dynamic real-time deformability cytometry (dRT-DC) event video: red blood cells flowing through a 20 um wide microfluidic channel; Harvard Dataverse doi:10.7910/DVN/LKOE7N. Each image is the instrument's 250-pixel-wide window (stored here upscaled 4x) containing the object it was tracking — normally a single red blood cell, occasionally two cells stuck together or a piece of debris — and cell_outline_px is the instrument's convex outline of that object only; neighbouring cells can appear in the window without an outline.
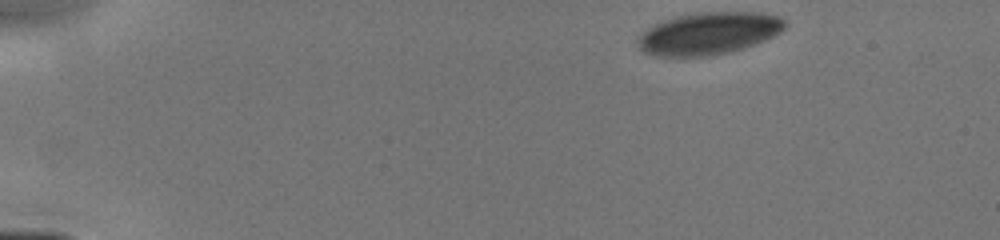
{"species": "human", "species_latin": "Homo sapiens", "temperature_condition": "cold", "stored_images_in_passage": 49, "camera_frame_rate_fps": 3000, "um_per_image_px": 0.085, "donor": {"sex": "male"}, "frame": {"image": 1, "passage_image": 1, "time_ms": 0.0, "image_size_px": [1000, 240], "cell_outline_px": [[788, 24], [780, 32], [764, 40], [744, 48], [728, 52], [708, 56], [652, 56], [644, 52], [640, 48], [636, 40], [636, 36], [652, 24], [660, 20], [672, 16], [696, 12], [760, 12], [780, 16]], "centroid_in_image_um": [60.18, 2.82], "position_along_channel_um": 24.8, "area_um2": 36.76}}
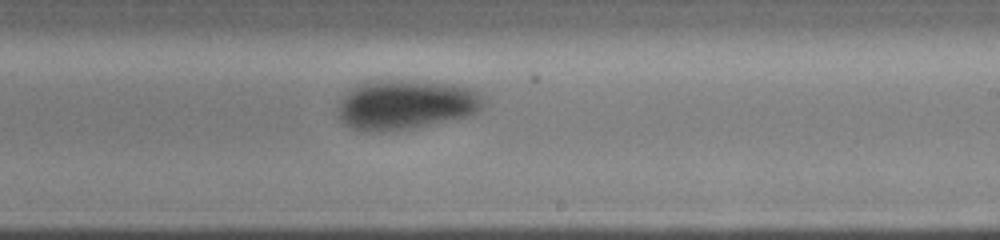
{"frame": {"image": 2, "passage_image": 31, "time_ms": 7.667, "image_size_px": [1000, 240], "cell_outline_px": [[484, 104], [476, 112], [468, 116], [428, 124], [384, 132], [380, 132], [352, 128], [344, 124], [340, 120], [340, 100], [352, 88], [360, 84], [372, 80], [400, 80], [452, 84], [472, 88], [484, 96]], "centroid_in_image_um": [34.51, 8.88], "position_along_channel_um": 254.5, "area_um2": 41.5}}
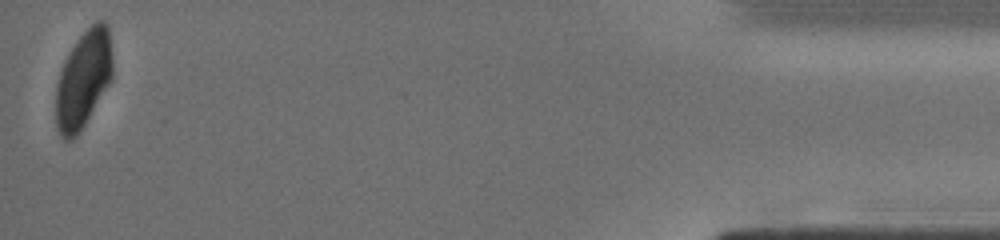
{"frame": {"image": 3, "passage_image": 48, "time_ms": 13.333, "image_size_px": [1000, 240], "cell_outline_px": [[112, 76], [108, 84], [80, 132], [72, 140], [64, 140], [60, 136], [56, 128], [56, 84], [64, 60], [76, 40], [96, 20], [104, 20], [108, 24], [112, 56]], "centroid_in_image_um": [7.07, 6.74], "position_along_channel_um": 428.1, "area_um2": 32.14}}